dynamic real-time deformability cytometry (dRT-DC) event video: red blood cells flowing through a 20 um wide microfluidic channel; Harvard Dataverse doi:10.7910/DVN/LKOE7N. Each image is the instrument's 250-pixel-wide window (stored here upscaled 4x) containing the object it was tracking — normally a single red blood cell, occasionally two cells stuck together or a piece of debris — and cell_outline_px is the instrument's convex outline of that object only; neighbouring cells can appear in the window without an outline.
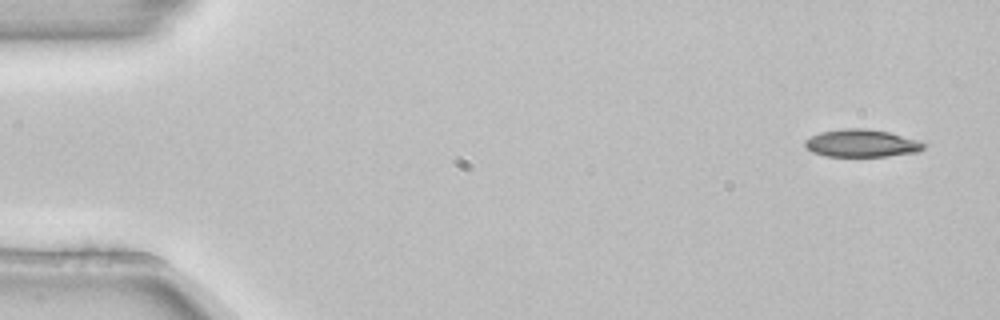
{"species": "common noctule bat (a hibernating species)", "species_latin": "Nyctalus noctula", "temperature_condition": "room temperature", "stored_images_in_passage": 7, "camera_frame_rate_fps": 3000, "um_per_image_px": 0.085, "animal": {"sex": "female", "body_mass_g": 22.7, "forearm_length_mm": 54.2}, "frame": {"image": 1, "passage_image": 1, "time_ms": 0.0, "image_size_px": [1000, 320], "cell_outline_px": [[924, 148], [920, 152], [888, 156], [824, 156], [812, 152], [804, 144], [804, 140], [820, 132], [840, 128], [868, 128], [888, 132], [920, 140], [924, 144]], "centroid_in_image_um": [73.25, 12.17], "position_along_channel_um": 11.8, "area_um2": 19.25}}
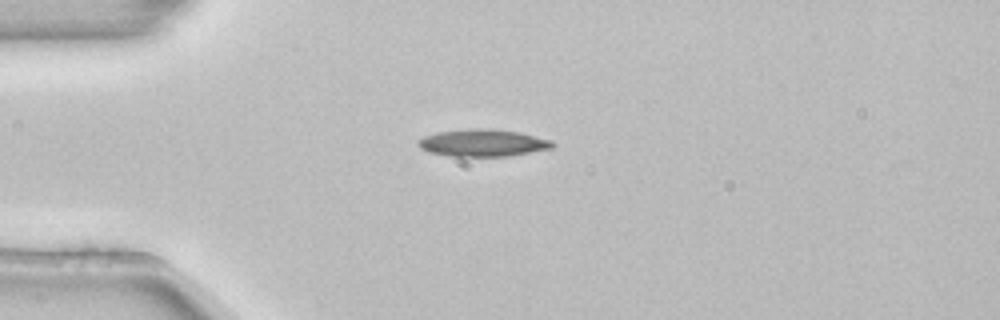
{"frame": {"image": 2, "passage_image": 4, "time_ms": 1.0, "image_size_px": [1000, 320], "cell_outline_px": [[556, 144], [552, 148], [508, 156], [448, 156], [428, 152], [420, 148], [416, 144], [416, 140], [424, 136], [436, 132], [468, 128], [492, 128], [520, 132], [552, 140]], "centroid_in_image_um": [41.0, 12.13], "position_along_channel_um": 44.0, "area_um2": 21.62}}